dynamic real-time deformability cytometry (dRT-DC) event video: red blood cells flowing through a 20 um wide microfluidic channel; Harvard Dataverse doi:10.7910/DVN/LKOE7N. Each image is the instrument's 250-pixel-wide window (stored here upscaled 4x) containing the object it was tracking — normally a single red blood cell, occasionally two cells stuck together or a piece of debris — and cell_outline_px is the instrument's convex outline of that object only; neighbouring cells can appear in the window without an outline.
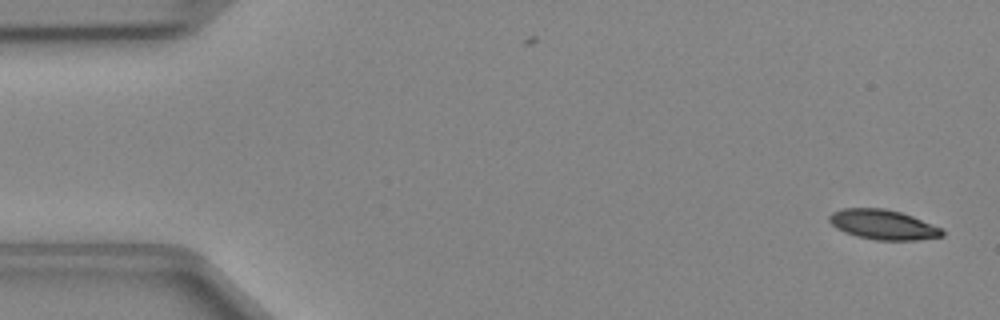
{"species": "Egyptian fruit bat (a non-hibernating species)", "species_latin": "Rousettus aegyptiacus", "temperature_condition": "cold", "stored_images_in_passage": 47, "camera_frame_rate_fps": 3000, "um_per_image_px": 0.085, "animal": {"sex": "female"}, "frame": {"image": 1, "passage_image": 1, "time_ms": 0.0, "image_size_px": [1000, 320], "cell_outline_px": [[944, 236], [916, 240], [876, 240], [856, 236], [844, 232], [836, 228], [828, 220], [828, 216], [832, 212], [840, 208], [884, 208], [900, 212], [912, 216], [940, 228], [944, 232]], "centroid_in_image_um": [75.01, 19.09], "position_along_channel_um": 10.0, "area_um2": 19.59}}
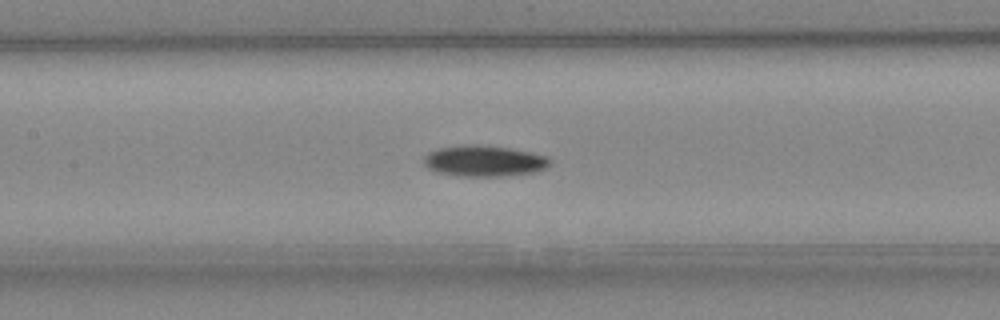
{"frame": {"image": 2, "passage_image": 21, "time_ms": 6.667, "image_size_px": [1000, 320], "cell_outline_px": [[552, 160], [544, 168], [532, 172], [504, 176], [456, 176], [436, 172], [428, 168], [424, 164], [424, 156], [428, 152], [436, 148], [464, 144], [476, 144], [508, 148], [548, 156]], "centroid_in_image_um": [41.08, 13.67], "position_along_channel_um": 166.3, "area_um2": 22.83}}
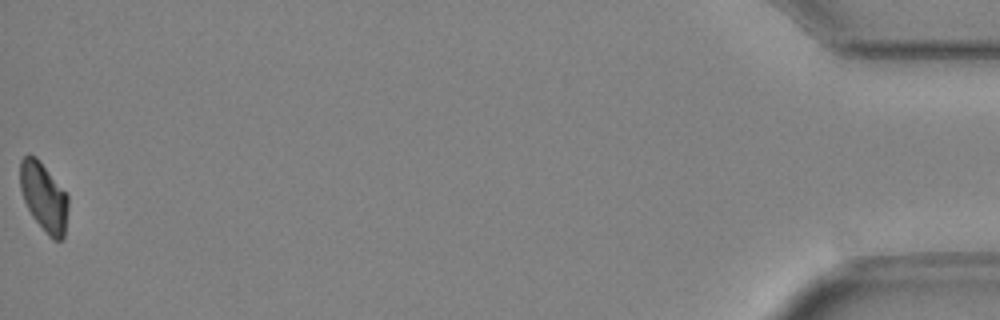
{"frame": {"image": 3, "passage_image": 47, "time_ms": 15.333, "image_size_px": [1000, 320], "cell_outline_px": [[68, 208], [64, 240], [52, 240], [48, 236], [32, 216], [24, 200], [20, 188], [20, 160], [28, 152], [36, 156], [40, 160], [68, 196]], "centroid_in_image_um": [3.72, 16.74], "position_along_channel_um": 431.5, "area_um2": 19.42}}